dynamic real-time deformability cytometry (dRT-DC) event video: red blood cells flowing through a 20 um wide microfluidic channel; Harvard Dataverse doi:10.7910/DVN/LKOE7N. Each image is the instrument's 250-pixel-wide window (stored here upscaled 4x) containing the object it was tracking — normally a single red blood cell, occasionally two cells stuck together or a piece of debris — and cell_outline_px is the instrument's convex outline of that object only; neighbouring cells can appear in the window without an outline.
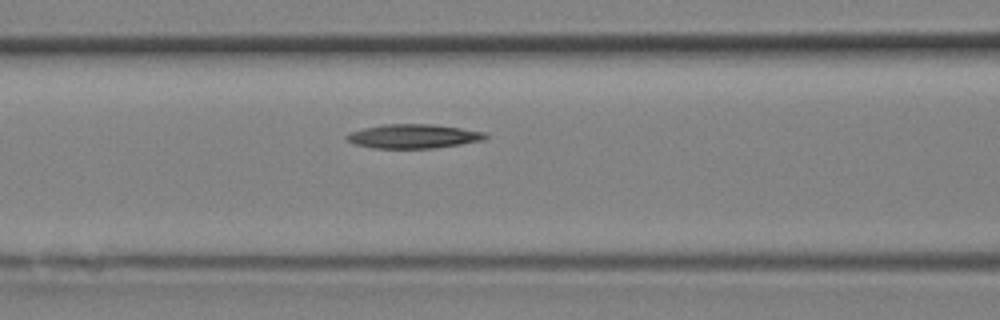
{"species": "Egyptian fruit bat (a non-hibernating species)", "species_latin": "Rousettus aegyptiacus", "temperature_condition": "room temperature", "stored_images_in_passage": 16, "camera_frame_rate_fps": 3000, "um_per_image_px": 0.085, "animal": {"sex": "female"}, "frame": {"image": 1, "passage_image": 10, "time_ms": 3.0, "image_size_px": [1000, 320], "cell_outline_px": [[488, 136], [484, 140], [460, 144], [432, 148], [372, 148], [356, 144], [348, 140], [344, 136], [352, 132], [364, 128], [384, 124], [432, 124], [460, 128], [484, 132]], "centroid_in_image_um": [35.14, 11.58], "position_along_channel_um": 131.5, "area_um2": 19.25}}
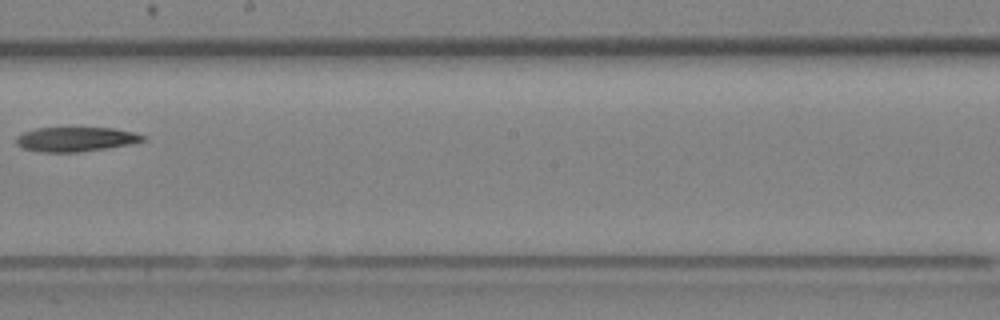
{"frame": {"image": 2, "passage_image": 14, "time_ms": 4.333, "image_size_px": [1000, 320], "cell_outline_px": [[144, 140], [128, 144], [104, 148], [76, 152], [44, 152], [24, 148], [16, 144], [16, 136], [24, 132], [36, 128], [112, 128], [132, 132], [144, 136]], "centroid_in_image_um": [6.37, 11.83], "position_along_channel_um": 241.8, "area_um2": 17.63}}
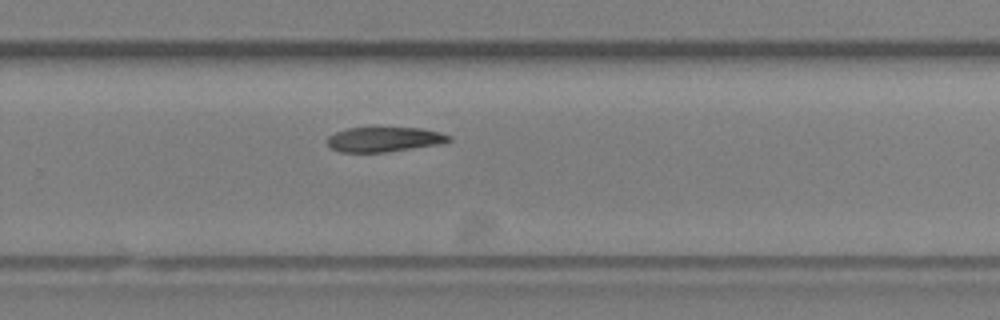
{"frame": {"image": 3, "passage_image": 16, "time_ms": 5.0, "image_size_px": [1000, 320], "cell_outline_px": [[452, 140], [440, 144], [384, 152], [340, 152], [332, 148], [328, 144], [328, 136], [336, 132], [348, 128], [420, 128], [452, 136]], "centroid_in_image_um": [32.65, 11.85], "position_along_channel_um": 297.1, "area_um2": 17.28}}